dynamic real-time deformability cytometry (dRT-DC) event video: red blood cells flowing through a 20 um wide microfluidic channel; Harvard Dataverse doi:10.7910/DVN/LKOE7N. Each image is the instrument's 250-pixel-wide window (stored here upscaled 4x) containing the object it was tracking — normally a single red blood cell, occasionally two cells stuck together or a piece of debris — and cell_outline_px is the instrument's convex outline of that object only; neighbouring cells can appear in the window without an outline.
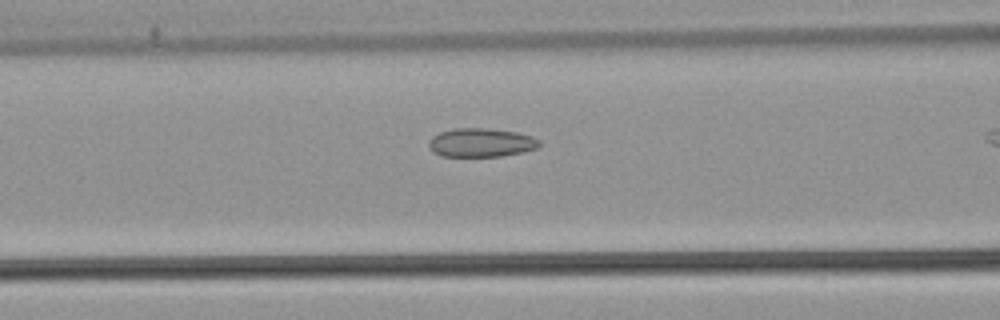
{"species": "common noctule bat (a hibernating species)", "species_latin": "Nyctalus noctula", "temperature_condition": "warm", "stored_images_in_passage": 38, "camera_frame_rate_fps": 3000, "um_per_image_px": 0.085, "animal": {"sex": "male", "body_mass_g": 21.5, "forearm_length_mm": 52.0}, "frame": {"image": 1, "passage_image": 17, "time_ms": 5.333, "image_size_px": [1000, 320], "cell_outline_px": [[540, 144], [536, 148], [524, 152], [500, 156], [440, 156], [432, 152], [428, 148], [428, 140], [432, 136], [440, 132], [452, 128], [488, 128], [516, 132], [532, 136], [540, 140]], "centroid_in_image_um": [40.85, 12.12], "position_along_channel_um": 125.8, "area_um2": 18.73}}
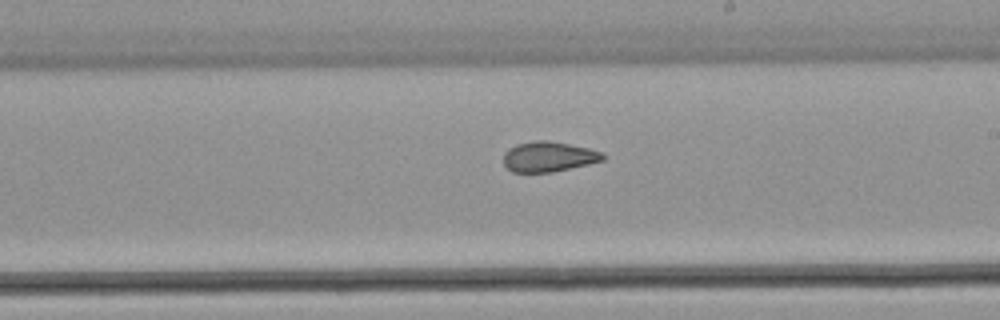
{"frame": {"image": 2, "passage_image": 26, "time_ms": 8.333, "image_size_px": [1000, 320], "cell_outline_px": [[604, 160], [588, 164], [552, 172], [512, 172], [504, 164], [504, 152], [508, 148], [516, 144], [536, 140], [548, 140], [588, 148], [600, 152], [604, 156]], "centroid_in_image_um": [46.59, 13.31], "position_along_channel_um": 242.4, "area_um2": 17.34}}
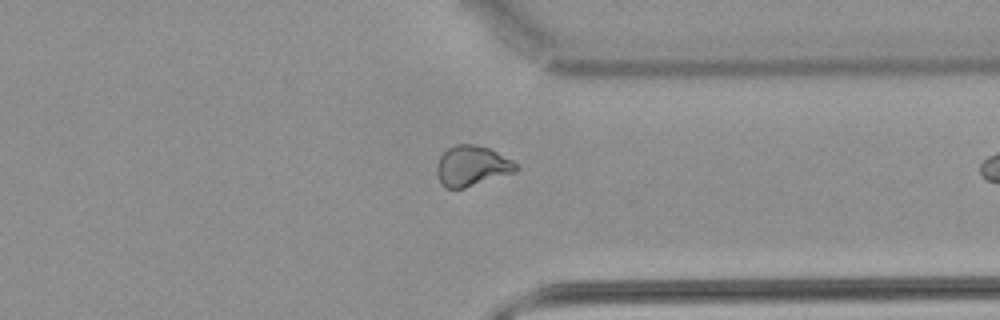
{"frame": {"image": 3, "passage_image": 36, "time_ms": 11.667, "image_size_px": [1000, 320], "cell_outline_px": [[520, 168], [516, 172], [464, 188], [444, 188], [436, 172], [436, 164], [440, 156], [448, 148], [456, 144], [472, 144], [488, 148], [512, 160]], "centroid_in_image_um": [40.1, 14.11], "position_along_channel_um": 371.3, "area_um2": 18.55}}